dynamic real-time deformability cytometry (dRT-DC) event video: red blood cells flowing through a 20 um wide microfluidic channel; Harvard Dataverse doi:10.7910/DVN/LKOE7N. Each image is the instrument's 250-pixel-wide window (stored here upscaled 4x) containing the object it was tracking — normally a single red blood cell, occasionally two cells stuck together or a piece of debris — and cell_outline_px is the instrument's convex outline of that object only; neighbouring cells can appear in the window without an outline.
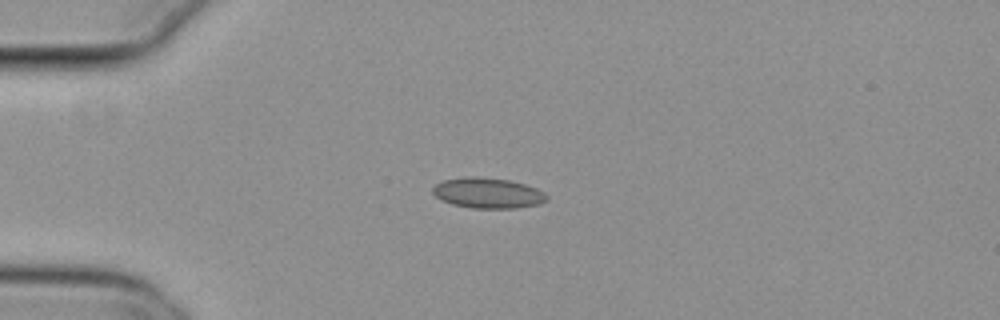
{"species": "common noctule bat (a hibernating species)", "species_latin": "Nyctalus noctula", "temperature_condition": "cold", "stored_images_in_passage": 31, "camera_frame_rate_fps": 3000, "um_per_image_px": 0.085, "animal": {"sex": "female", "body_mass_g": 29.2, "forearm_length_mm": 56.3}, "frame": {"image": 1, "passage_image": 1, "time_ms": 0.0, "image_size_px": [1000, 320], "cell_outline_px": [[548, 200], [540, 204], [516, 208], [472, 208], [452, 204], [440, 200], [432, 192], [432, 188], [436, 184], [444, 180], [468, 176], [476, 176], [508, 180], [524, 184], [536, 188], [544, 192], [548, 196]], "centroid_in_image_um": [41.47, 16.41], "position_along_channel_um": 43.5, "area_um2": 20.29}}
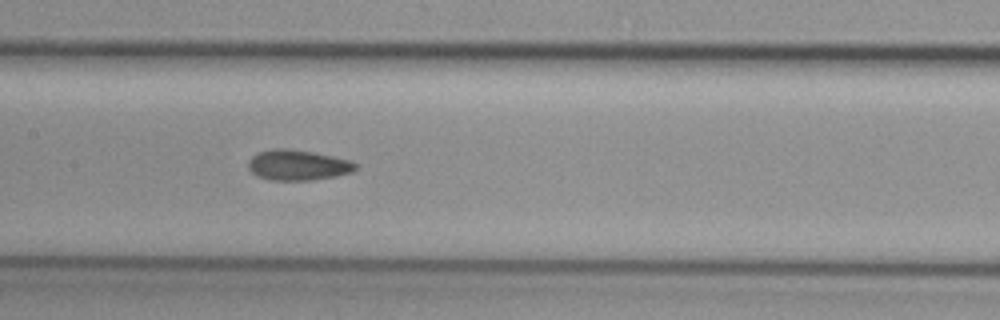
{"frame": {"image": 2, "passage_image": 14, "time_ms": 4.333, "image_size_px": [1000, 320], "cell_outline_px": [[356, 168], [352, 172], [336, 176], [312, 180], [268, 180], [256, 176], [248, 168], [248, 160], [252, 156], [260, 152], [272, 148], [288, 148], [312, 152], [352, 160], [356, 164]], "centroid_in_image_um": [25.3, 14.03], "position_along_channel_um": 182.1, "area_um2": 19.13}}
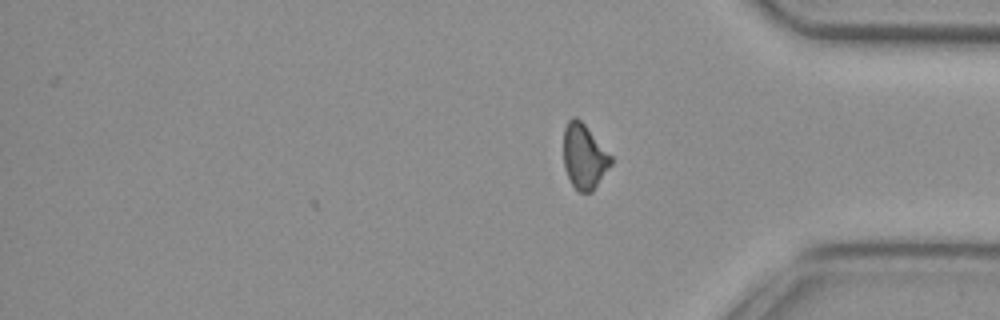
{"frame": {"image": 3, "passage_image": 31, "time_ms": 10.0, "image_size_px": [1000, 320], "cell_outline_px": [[612, 164], [592, 192], [580, 192], [572, 184], [564, 168], [564, 128], [568, 120], [572, 116], [576, 116], [584, 124], [612, 156]], "centroid_in_image_um": [49.65, 13.29], "position_along_channel_um": 385.5, "area_um2": 17.8}, "authors_computed_cell_mechanics": {"area_um2": 18.785, "velocity_mm_per_s": 3.8038, "shape_relaxation_time_tau1_ms": null, "shape_relaxation_time_tau2_ms": 4.8106, "deformation_change_tau1": null, "deformation_change_tau2": 0.1049}}